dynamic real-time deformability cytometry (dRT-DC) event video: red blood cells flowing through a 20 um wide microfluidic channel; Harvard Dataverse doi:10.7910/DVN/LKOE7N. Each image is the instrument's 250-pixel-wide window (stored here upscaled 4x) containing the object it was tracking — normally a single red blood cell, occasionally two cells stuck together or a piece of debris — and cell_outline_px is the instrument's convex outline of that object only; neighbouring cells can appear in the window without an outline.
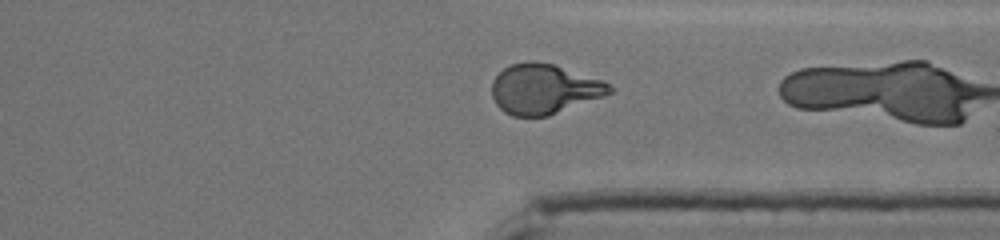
{"species": "human", "species_latin": "Homo sapiens", "temperature_condition": "cold", "stored_images_in_passage": 39, "camera_frame_rate_fps": 3000, "um_per_image_px": 0.085, "donor": {"sex": "male"}, "frame": {"image": 1, "passage_image": 38, "time_ms": 12.333, "image_size_px": [1000, 240], "cell_outline_px": [[616, 92], [548, 116], [512, 116], [504, 112], [496, 104], [492, 96], [492, 80], [504, 68], [512, 64], [528, 60], [532, 60], [552, 64], [604, 80], [616, 88]], "centroid_in_image_um": [46.28, 7.57], "position_along_channel_um": 365.1, "area_um2": 34.56}}